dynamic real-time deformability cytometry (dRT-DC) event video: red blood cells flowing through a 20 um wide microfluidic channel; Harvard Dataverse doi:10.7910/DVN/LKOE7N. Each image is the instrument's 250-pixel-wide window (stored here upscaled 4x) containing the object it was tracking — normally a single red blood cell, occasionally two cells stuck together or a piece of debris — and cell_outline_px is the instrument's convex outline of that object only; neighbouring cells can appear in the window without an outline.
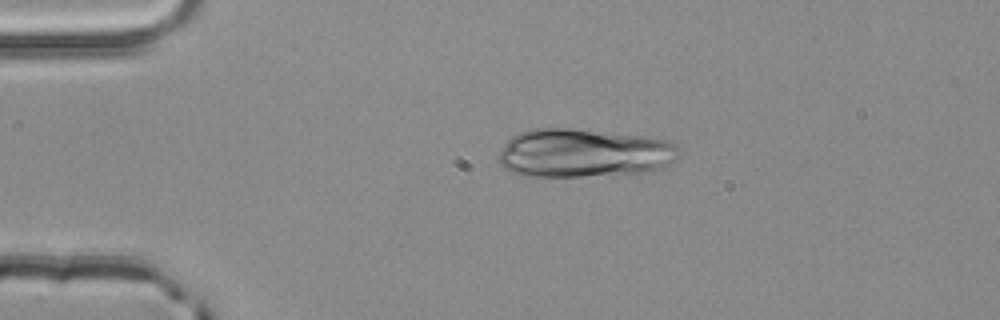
{"species": "common noctule bat (a hibernating species)", "species_latin": "Nyctalus noctula", "temperature_condition": "room temperature", "stored_images_in_passage": 42, "camera_frame_rate_fps": 3000, "um_per_image_px": 0.085, "animal": {"sex": "male", "body_mass_g": 20.4}, "frame": {"image": 1, "passage_image": 1, "time_ms": 0.0, "image_size_px": [1000, 320], "cell_outline_px": [[680, 156], [676, 160], [664, 168], [652, 172], [584, 176], [520, 176], [508, 172], [500, 164], [500, 148], [516, 132], [536, 128], [572, 128], [652, 136], [668, 140], [676, 144], [680, 152]], "centroid_in_image_um": [49.67, 13.0], "position_along_channel_um": 35.3, "area_um2": 52.19}}
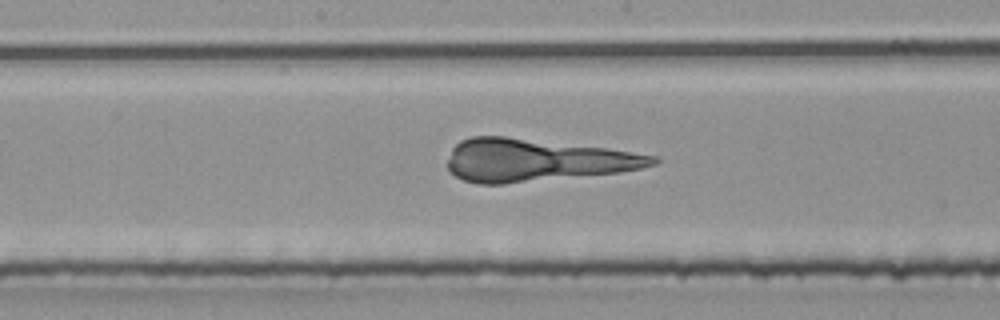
{"frame": {"image": 2, "passage_image": 17, "time_ms": 5.333, "image_size_px": [1000, 320], "cell_outline_px": [[660, 160], [656, 164], [640, 168], [620, 172], [504, 184], [480, 184], [464, 180], [456, 176], [448, 168], [448, 160], [452, 148], [460, 140], [472, 136], [504, 136], [608, 148], [656, 156]], "centroid_in_image_um": [45.56, 13.61], "position_along_channel_um": 202.6, "area_um2": 50.63}}
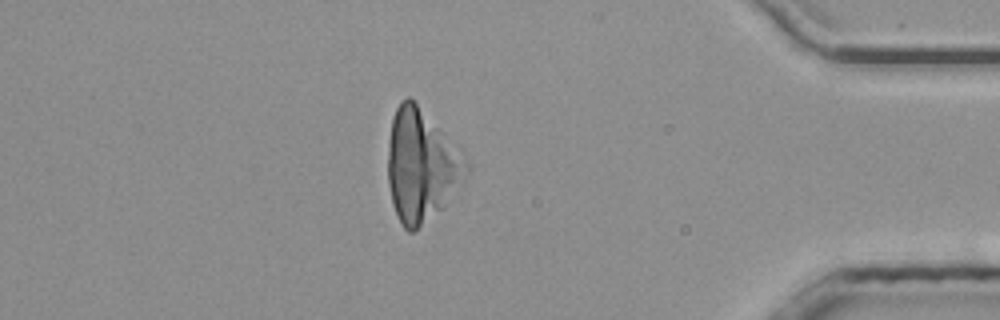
{"frame": {"image": 3, "passage_image": 35, "time_ms": 11.333, "image_size_px": [1000, 320], "cell_outline_px": [[472, 168], [444, 208], [412, 232], [408, 232], [404, 228], [392, 204], [388, 184], [388, 140], [392, 116], [400, 100], [408, 96], [440, 128]], "centroid_in_image_um": [35.79, 14.1], "position_along_channel_um": 399.4, "area_um2": 50.86}}